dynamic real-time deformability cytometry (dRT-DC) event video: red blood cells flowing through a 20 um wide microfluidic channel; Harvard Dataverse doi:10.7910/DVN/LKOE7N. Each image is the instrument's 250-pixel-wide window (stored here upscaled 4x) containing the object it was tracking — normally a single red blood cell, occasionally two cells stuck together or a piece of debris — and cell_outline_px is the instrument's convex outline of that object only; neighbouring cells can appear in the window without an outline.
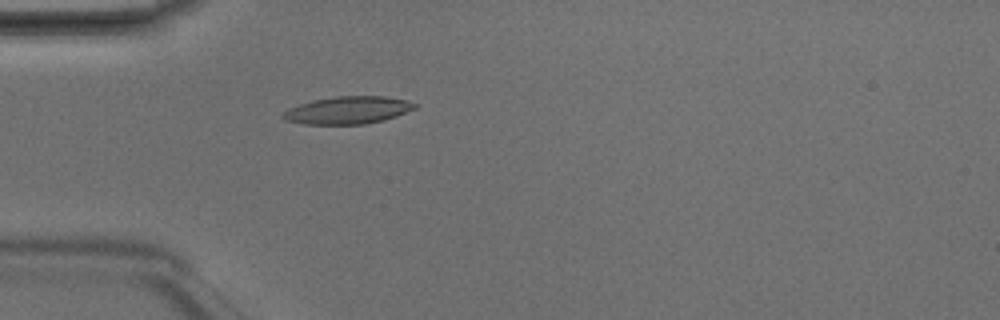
{"species": "Egyptian fruit bat (a non-hibernating species)", "species_latin": "Rousettus aegyptiacus", "temperature_condition": "room temperature", "stored_images_in_passage": 4, "camera_frame_rate_fps": 3000, "um_per_image_px": 0.085, "animal": {"sex": "male"}, "frame": {"image": 1, "passage_image": 4, "time_ms": 1.0, "image_size_px": [1000, 320], "cell_outline_px": [[420, 104], [416, 108], [396, 116], [384, 120], [364, 124], [304, 124], [284, 120], [280, 116], [288, 108], [312, 100], [336, 96], [384, 96], [404, 100]], "centroid_in_image_um": [29.56, 9.36], "position_along_channel_um": 55.4, "area_um2": 21.15}}